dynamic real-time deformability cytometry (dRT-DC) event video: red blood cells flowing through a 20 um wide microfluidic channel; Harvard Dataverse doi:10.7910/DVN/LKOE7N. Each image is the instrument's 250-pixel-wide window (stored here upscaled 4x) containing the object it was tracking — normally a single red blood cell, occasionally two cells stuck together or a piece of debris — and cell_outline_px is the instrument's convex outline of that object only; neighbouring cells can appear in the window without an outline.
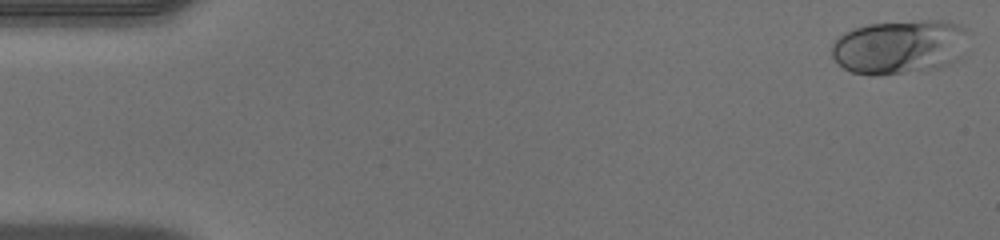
{"species": "human", "species_latin": "Homo sapiens", "temperature_condition": "warm", "stored_images_in_passage": 47, "camera_frame_rate_fps": 3000, "um_per_image_px": 0.085, "donor": {"sex": "male"}, "frame": {"image": 1, "passage_image": 1, "time_ms": 0.0, "image_size_px": [1000, 240], "cell_outline_px": [[968, 28], [964, 52], [960, 60], [940, 68], [876, 76], [868, 76], [852, 72], [844, 68], [832, 56], [832, 44], [844, 32], [868, 24], [924, 20], [944, 20], [960, 24]], "centroid_in_image_um": [76.53, 3.99], "position_along_channel_um": 8.5, "area_um2": 43.7}}
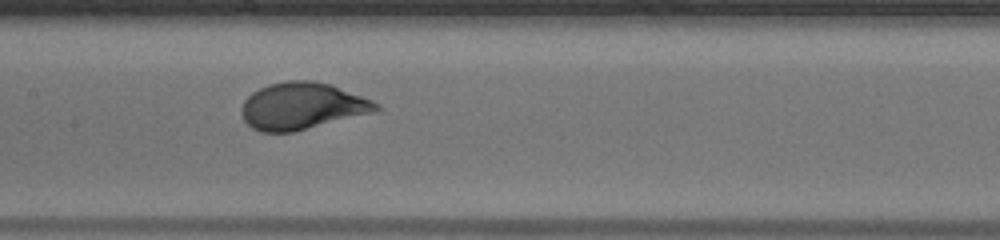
{"frame": {"image": 2, "passage_image": 23, "time_ms": 7.333, "image_size_px": [1000, 240], "cell_outline_px": [[384, 108], [372, 112], [292, 132], [260, 132], [252, 128], [244, 120], [240, 112], [240, 108], [244, 100], [252, 92], [268, 84], [288, 80], [312, 80], [332, 84], [372, 100], [380, 104]], "centroid_in_image_um": [25.66, 9.0], "position_along_channel_um": 181.7, "area_um2": 36.76}}
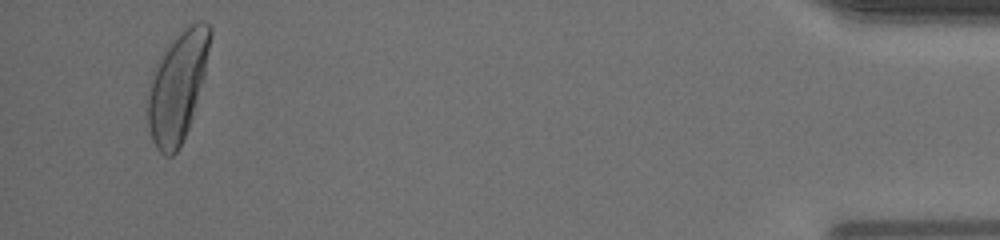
{"frame": {"image": 3, "passage_image": 45, "time_ms": 14.667, "image_size_px": [1000, 240], "cell_outline_px": [[212, 36], [204, 80], [192, 120], [180, 148], [172, 156], [164, 156], [156, 148], [152, 140], [148, 128], [148, 88], [152, 68], [164, 48], [184, 28], [200, 20], [208, 24], [212, 28]], "centroid_in_image_um": [15.09, 7.35], "position_along_channel_um": 420.1, "area_um2": 40.69}}